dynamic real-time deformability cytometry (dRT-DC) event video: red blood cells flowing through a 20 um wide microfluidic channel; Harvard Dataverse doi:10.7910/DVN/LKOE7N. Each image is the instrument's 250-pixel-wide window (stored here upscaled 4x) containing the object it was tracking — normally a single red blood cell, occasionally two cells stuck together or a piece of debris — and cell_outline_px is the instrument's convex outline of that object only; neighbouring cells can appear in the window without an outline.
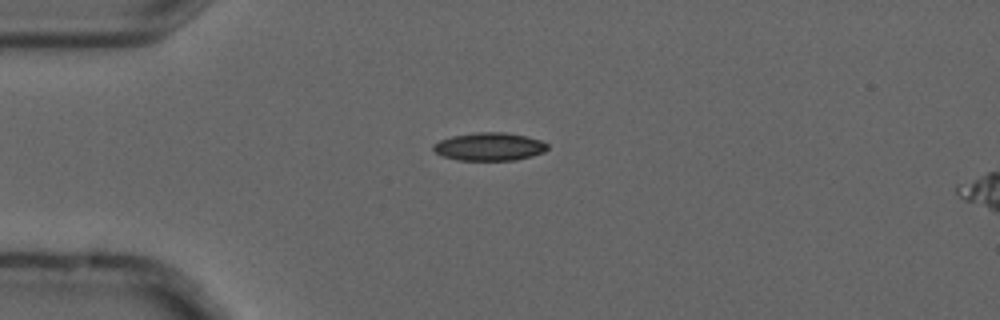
{"species": "common noctule bat (a hibernating species)", "species_latin": "Nyctalus noctula", "temperature_condition": "cold", "stored_images_in_passage": 2, "segment_of_instrument_passage": [1, 2], "camera_frame_rate_fps": 3000, "um_per_image_px": 0.085, "animal": {"sex": "male", "forearm_length_mm": 52.5}, "frame": {"image": 1, "passage_image": 1, "time_ms": 0.0, "image_size_px": [1000, 320], "cell_outline_px": [[548, 148], [544, 152], [532, 156], [516, 160], [456, 160], [444, 156], [436, 152], [432, 148], [432, 144], [440, 140], [452, 136], [476, 132], [504, 132], [524, 136], [540, 140], [548, 144]], "centroid_in_image_um": [41.59, 12.46], "position_along_channel_um": 43.4, "area_um2": 18.61}}